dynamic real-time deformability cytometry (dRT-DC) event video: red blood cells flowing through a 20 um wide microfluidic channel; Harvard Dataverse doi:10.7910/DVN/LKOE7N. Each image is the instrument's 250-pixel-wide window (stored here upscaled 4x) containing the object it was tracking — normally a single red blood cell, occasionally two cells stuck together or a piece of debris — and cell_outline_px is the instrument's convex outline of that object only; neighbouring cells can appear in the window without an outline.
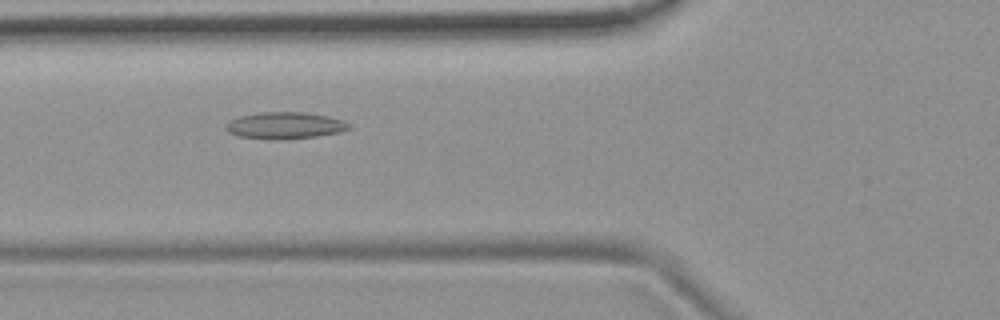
{"species": "common noctule bat (a hibernating species)", "species_latin": "Nyctalus noctula", "temperature_condition": "room temperature", "stored_images_in_passage": 52, "camera_frame_rate_fps": 3000, "um_per_image_px": 0.085, "animal": {"sex": "female", "body_mass_g": 19.9}, "frame": {"image": 1, "passage_image": 20, "time_ms": 6.333, "image_size_px": [1000, 320], "cell_outline_px": [[352, 128], [340, 132], [316, 136], [284, 140], [272, 140], [236, 136], [228, 132], [228, 124], [232, 120], [240, 116], [260, 112], [304, 112], [328, 116], [344, 120], [352, 124]], "centroid_in_image_um": [24.29, 10.67], "position_along_channel_um": 101.5, "area_um2": 19.31}}
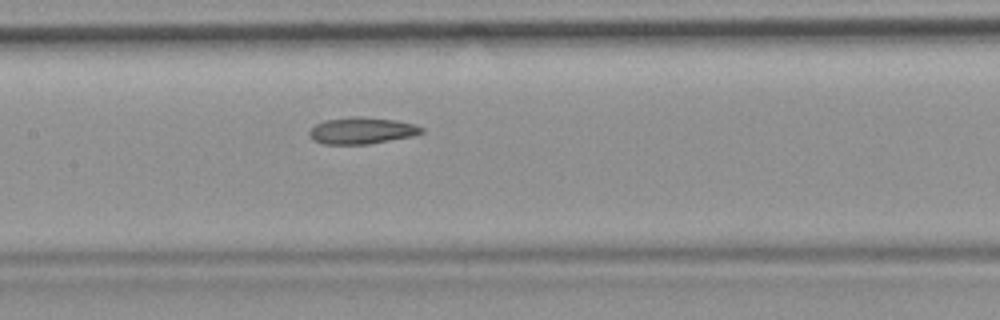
{"frame": {"image": 2, "passage_image": 26, "time_ms": 8.333, "image_size_px": [1000, 320], "cell_outline_px": [[424, 132], [412, 136], [368, 144], [324, 144], [312, 140], [308, 132], [316, 124], [324, 120], [352, 116], [364, 116], [396, 120], [416, 124], [424, 128]], "centroid_in_image_um": [30.76, 11.09], "position_along_channel_um": 176.6, "area_um2": 17.57}}
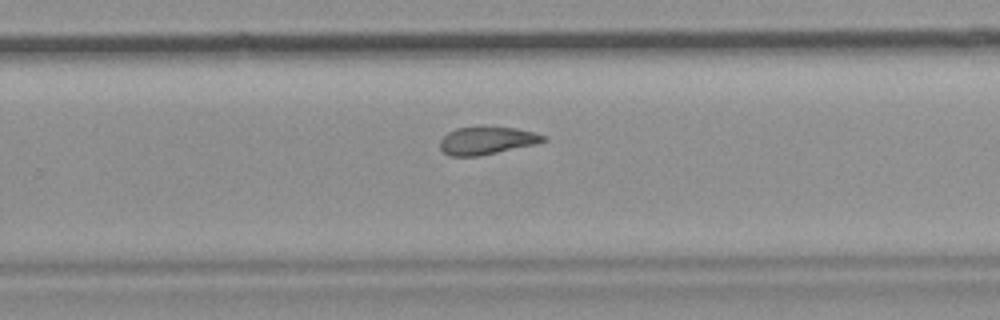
{"frame": {"image": 3, "passage_image": 35, "time_ms": 11.333, "image_size_px": [1000, 320], "cell_outline_px": [[548, 140], [536, 144], [480, 156], [448, 156], [440, 148], [440, 140], [448, 132], [456, 128], [516, 128], [548, 136]], "centroid_in_image_um": [41.4, 11.97], "position_along_channel_um": 288.4, "area_um2": 16.47}}